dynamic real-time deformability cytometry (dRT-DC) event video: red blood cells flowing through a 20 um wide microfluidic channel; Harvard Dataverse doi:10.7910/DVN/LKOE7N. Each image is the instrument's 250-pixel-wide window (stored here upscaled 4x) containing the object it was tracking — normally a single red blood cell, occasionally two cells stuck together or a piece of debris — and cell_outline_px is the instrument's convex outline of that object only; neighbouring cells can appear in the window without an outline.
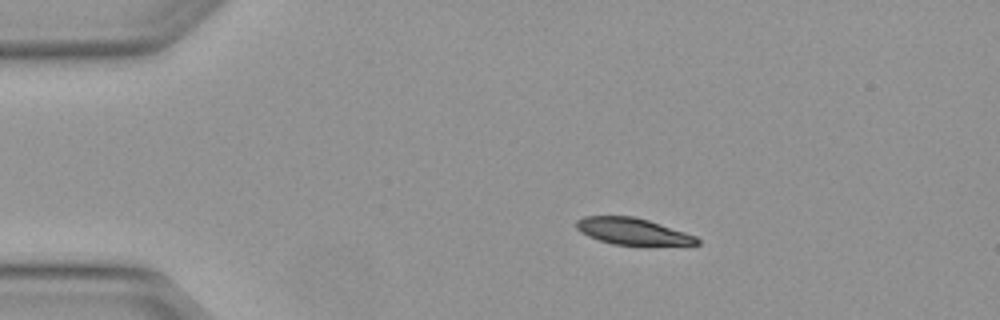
{"species": "Egyptian fruit bat (a non-hibernating species)", "species_latin": "Rousettus aegyptiacus", "temperature_condition": "warm", "stored_images_in_passage": 5, "camera_frame_rate_fps": 3000, "um_per_image_px": 0.085, "animal": {"sex": "female"}, "frame": {"image": 1, "passage_image": 2, "time_ms": 0.333, "image_size_px": [1000, 320], "cell_outline_px": [[700, 244], [648, 248], [612, 244], [588, 236], [580, 232], [576, 228], [576, 220], [584, 216], [632, 216], [648, 220], [696, 236], [700, 240]], "centroid_in_image_um": [53.83, 19.72], "position_along_channel_um": 31.2, "area_um2": 19.54}}
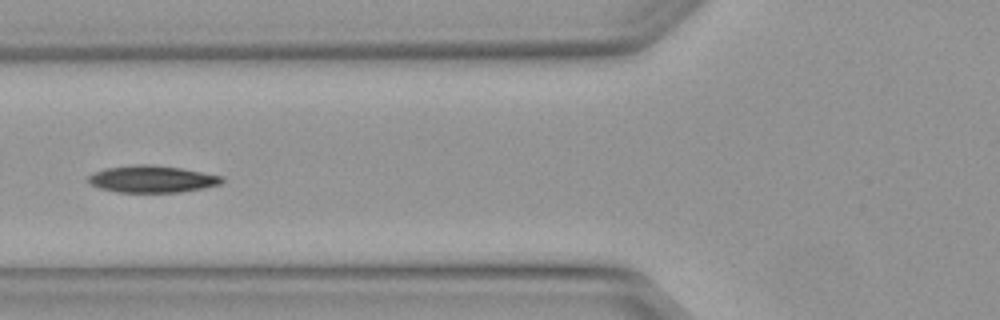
{"frame": {"image": 2, "passage_image": 4, "time_ms": 1.0, "image_size_px": [1000, 320], "cell_outline_px": [[224, 180], [220, 184], [204, 188], [180, 192], [116, 192], [100, 188], [88, 184], [88, 176], [104, 168], [132, 164], [152, 164], [180, 168], [224, 176]], "centroid_in_image_um": [12.91, 15.21], "position_along_channel_um": 112.9, "area_um2": 21.15}}